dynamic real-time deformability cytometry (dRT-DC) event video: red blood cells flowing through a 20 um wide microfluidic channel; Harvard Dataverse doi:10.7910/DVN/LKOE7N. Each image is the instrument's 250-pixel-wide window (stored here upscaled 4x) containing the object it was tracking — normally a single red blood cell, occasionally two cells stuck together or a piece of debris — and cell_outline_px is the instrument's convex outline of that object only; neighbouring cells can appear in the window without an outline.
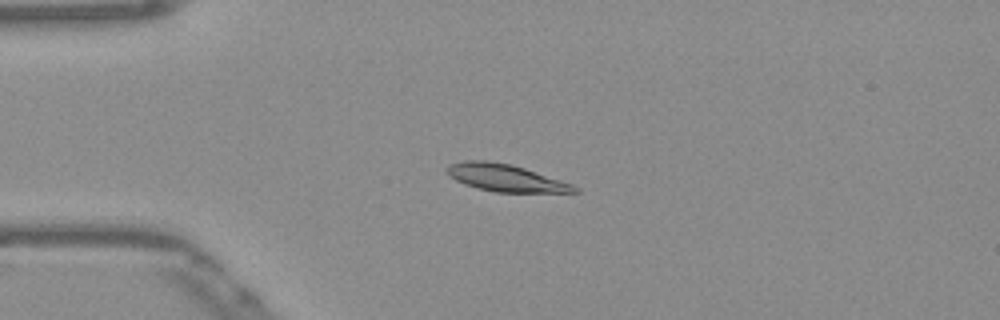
{"species": "Egyptian fruit bat (a non-hibernating species)", "species_latin": "Rousettus aegyptiacus", "temperature_condition": "warm", "stored_images_in_passage": 52, "camera_frame_rate_fps": 3000, "um_per_image_px": 0.085, "frame": {"image": 1, "passage_image": 12, "time_ms": 3.667, "image_size_px": [1000, 320], "cell_outline_px": [[580, 192], [496, 192], [476, 188], [464, 184], [448, 176], [444, 172], [444, 168], [448, 164], [464, 160], [488, 160], [512, 164], [572, 184], [580, 188]], "centroid_in_image_um": [42.9, 15.1], "position_along_channel_um": 42.1, "area_um2": 20.4}}
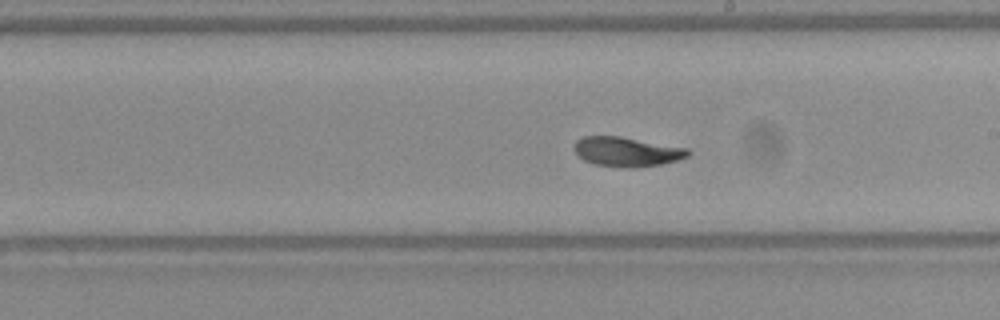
{"frame": {"image": 2, "passage_image": 29, "time_ms": 9.333, "image_size_px": [1000, 320], "cell_outline_px": [[692, 152], [688, 156], [676, 160], [660, 164], [636, 168], [624, 168], [592, 164], [584, 160], [576, 152], [576, 140], [584, 136], [620, 136], [688, 148]], "centroid_in_image_um": [53.3, 12.9], "position_along_channel_um": 235.7, "area_um2": 19.54}}
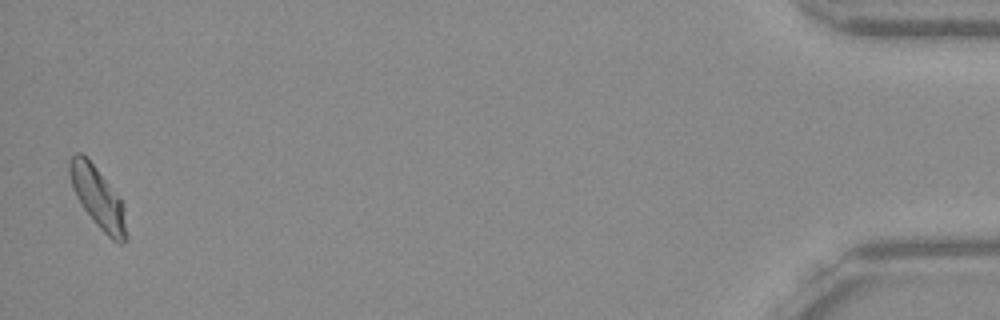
{"frame": {"image": 3, "passage_image": 51, "time_ms": 16.667, "image_size_px": [1000, 320], "cell_outline_px": [[128, 236], [124, 244], [120, 244], [112, 240], [96, 224], [84, 208], [76, 196], [68, 172], [68, 160], [76, 152], [80, 152], [96, 168], [120, 196], [124, 208]], "centroid_in_image_um": [8.35, 16.83], "position_along_channel_um": 426.9, "area_um2": 20.11}, "authors_computed_cell_mechanics": {"area_um2": 19.5653, "velocity_mm_per_s": 3.8464, "shape_relaxation_time_tau1_ms": 2.72, "shape_relaxation_time_tau2_ms": 1.1968, "deformation_change_tau1": 0.1296, "deformation_change_tau2": 0.0515}}